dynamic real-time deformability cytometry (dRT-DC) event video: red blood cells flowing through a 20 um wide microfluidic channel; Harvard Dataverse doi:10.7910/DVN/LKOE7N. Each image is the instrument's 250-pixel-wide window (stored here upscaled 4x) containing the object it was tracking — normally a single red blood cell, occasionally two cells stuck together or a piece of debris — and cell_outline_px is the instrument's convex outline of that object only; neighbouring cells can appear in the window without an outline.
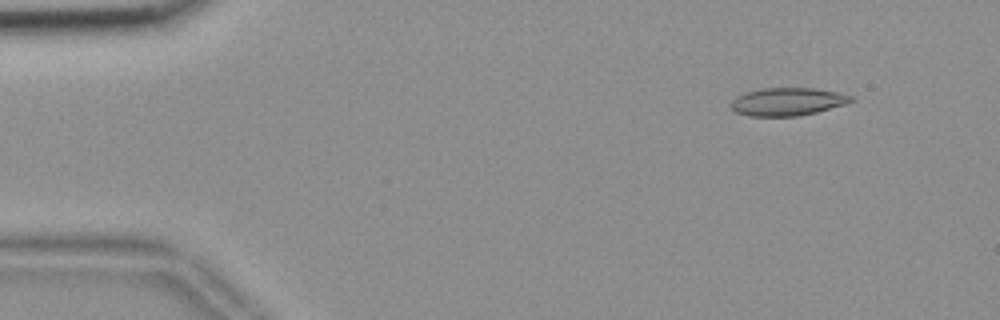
{"species": "common noctule bat (a hibernating species)", "species_latin": "Nyctalus noctula", "temperature_condition": "room temperature", "stored_images_in_passage": 55, "camera_frame_rate_fps": 3000, "um_per_image_px": 0.085, "animal": {"sex": "female", "body_mass_g": 18.4}, "frame": {"image": 1, "passage_image": 6, "time_ms": 1.667, "image_size_px": [1000, 320], "cell_outline_px": [[856, 100], [848, 104], [800, 116], [748, 116], [736, 112], [728, 104], [736, 96], [748, 92], [764, 88], [812, 88], [840, 92], [856, 96]], "centroid_in_image_um": [67.01, 8.64], "position_along_channel_um": 18.0, "area_um2": 19.83}}
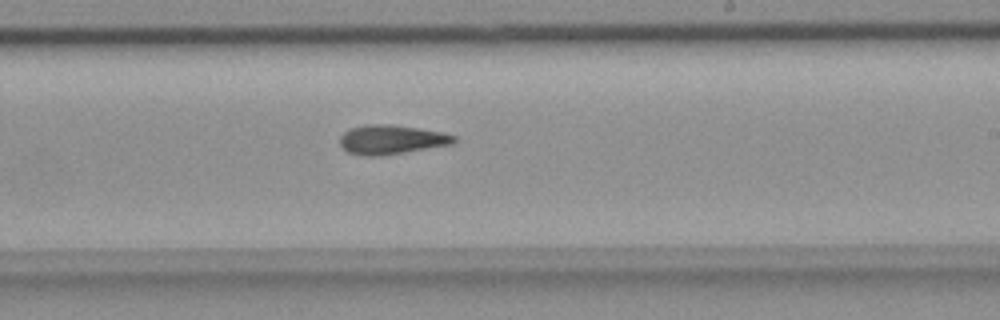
{"frame": {"image": 2, "passage_image": 33, "time_ms": 10.667, "image_size_px": [1000, 320], "cell_outline_px": [[460, 140], [452, 144], [380, 156], [364, 156], [348, 152], [340, 144], [340, 136], [348, 128], [364, 124], [392, 124], [444, 132], [456, 136]], "centroid_in_image_um": [33.28, 11.85], "position_along_channel_um": 255.7, "area_um2": 19.65}}
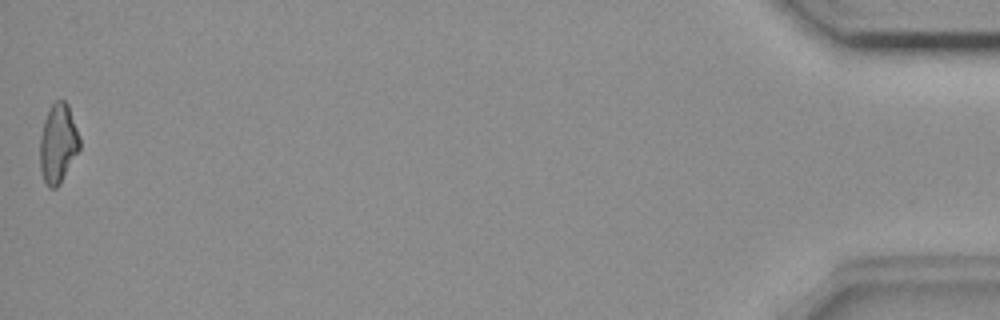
{"frame": {"image": 3, "passage_image": 55, "time_ms": 18.0, "image_size_px": [1000, 320], "cell_outline_px": [[80, 148], [60, 184], [56, 188], [48, 188], [44, 180], [40, 168], [40, 136], [44, 120], [52, 100], [64, 100], [68, 104], [80, 136]], "centroid_in_image_um": [4.93, 12.17], "position_along_channel_um": 430.3, "area_um2": 18.5}, "authors_computed_cell_mechanics": {"area_um2": 19.1896, "velocity_mm_per_s": 3.6925, "shape_relaxation_time_tau1_ms": null, "shape_relaxation_time_tau2_ms": 7.0696, "deformation_change_tau1": null, "deformation_change_tau2": 0.1836}}